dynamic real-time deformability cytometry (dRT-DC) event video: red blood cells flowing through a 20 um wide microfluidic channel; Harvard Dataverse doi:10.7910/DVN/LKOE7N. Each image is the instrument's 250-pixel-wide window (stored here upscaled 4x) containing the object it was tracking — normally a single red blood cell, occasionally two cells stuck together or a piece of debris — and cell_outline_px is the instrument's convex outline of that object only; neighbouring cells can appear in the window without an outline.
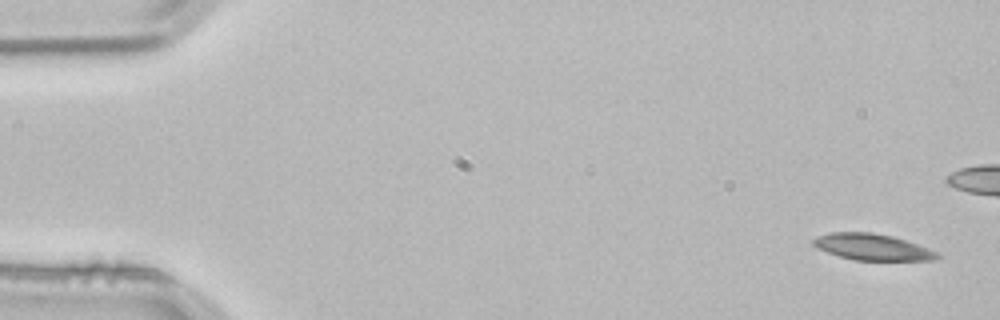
{"species": "common noctule bat (a hibernating species)", "species_latin": "Nyctalus noctula", "temperature_condition": "room temperature", "stored_images_in_passage": 3, "camera_frame_rate_fps": 3000, "um_per_image_px": 0.085, "animal": {"sex": "male", "body_mass_g": 21.5, "forearm_length_mm": 52.0}, "frame": {"image": 1, "passage_image": 1, "time_ms": 0.0, "image_size_px": [1000, 320], "cell_outline_px": [[940, 256], [936, 260], [852, 260], [828, 252], [812, 244], [812, 240], [816, 236], [832, 232], [872, 232], [892, 236], [928, 248], [936, 252]], "centroid_in_image_um": [74.13, 20.99], "position_along_channel_um": 10.9, "area_um2": 18.79}}
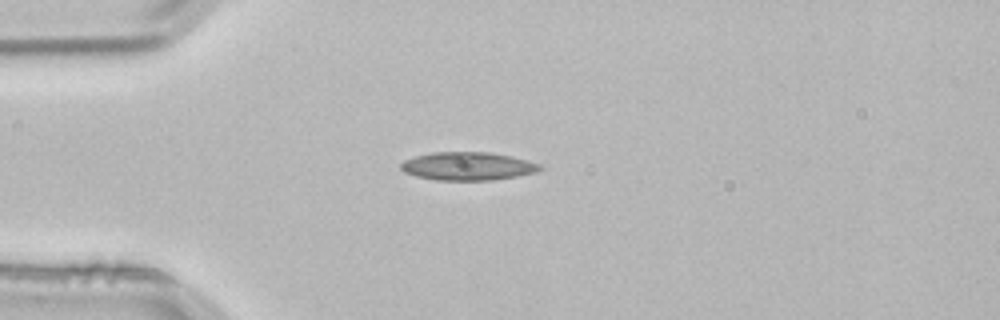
{"frame": {"image": 2, "passage_image": 3, "time_ms": 0.667, "image_size_px": [1000, 320], "cell_outline_px": [[544, 168], [536, 172], [516, 176], [492, 180], [436, 180], [416, 176], [404, 172], [400, 168], [400, 164], [404, 160], [416, 156], [432, 152], [488, 152], [512, 156], [528, 160], [540, 164]], "centroid_in_image_um": [39.77, 14.12], "position_along_channel_um": 45.2, "area_um2": 22.89}}